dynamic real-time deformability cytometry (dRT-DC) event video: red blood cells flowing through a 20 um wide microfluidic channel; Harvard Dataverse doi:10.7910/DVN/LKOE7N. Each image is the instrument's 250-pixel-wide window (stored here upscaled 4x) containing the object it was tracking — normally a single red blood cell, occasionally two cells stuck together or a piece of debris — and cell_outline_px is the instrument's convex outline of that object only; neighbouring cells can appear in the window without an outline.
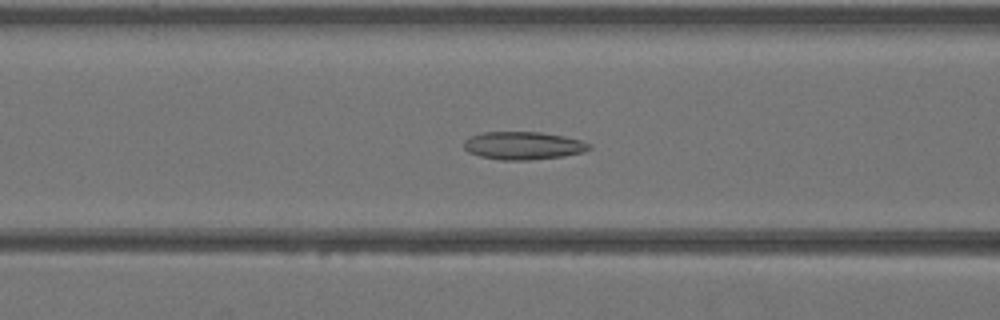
{"species": "Egyptian fruit bat (a non-hibernating species)", "species_latin": "Rousettus aegyptiacus", "temperature_condition": "warm", "stored_images_in_passage": 43, "camera_frame_rate_fps": 3000, "um_per_image_px": 0.085, "animal": {"sex": "female"}, "frame": {"image": 1, "passage_image": 18, "time_ms": 5.667, "image_size_px": [1000, 320], "cell_outline_px": [[592, 148], [584, 152], [564, 156], [528, 160], [500, 160], [480, 156], [468, 152], [464, 148], [464, 140], [468, 136], [480, 132], [540, 132], [564, 136], [580, 140], [592, 144]], "centroid_in_image_um": [44.46, 12.37], "position_along_channel_um": 122.1, "area_um2": 20.58}}
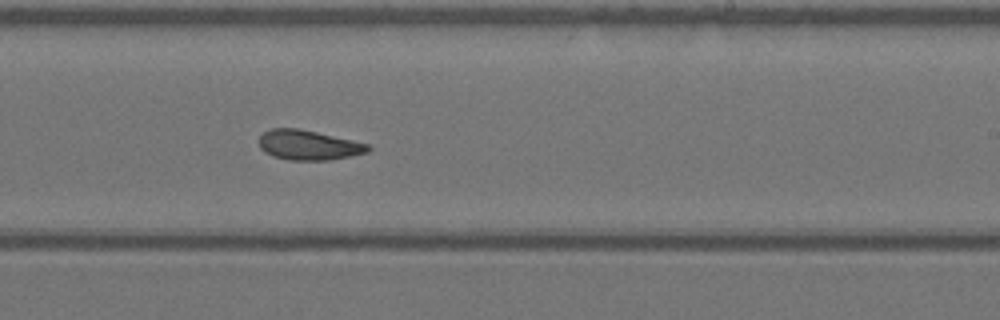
{"frame": {"image": 2, "passage_image": 27, "time_ms": 8.667, "image_size_px": [1000, 320], "cell_outline_px": [[372, 148], [368, 152], [332, 160], [288, 160], [272, 156], [264, 152], [260, 148], [260, 136], [264, 132], [272, 128], [300, 128], [352, 140], [368, 144]], "centroid_in_image_um": [26.22, 12.33], "position_along_channel_um": 262.8, "area_um2": 19.02}}
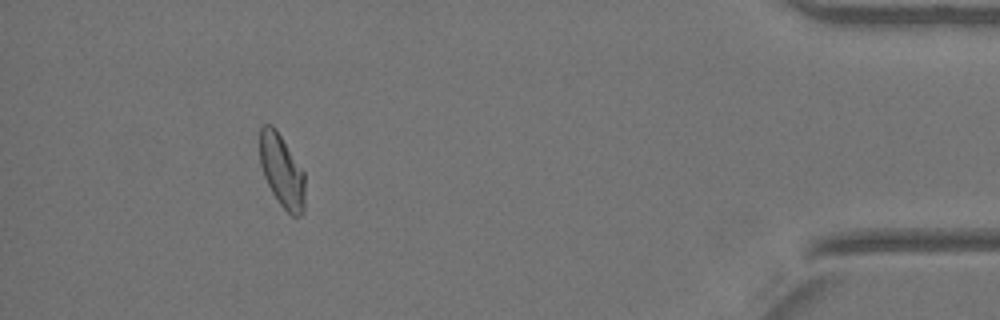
{"frame": {"image": 3, "passage_image": 40, "time_ms": 13.0, "image_size_px": [1000, 320], "cell_outline_px": [[304, 212], [300, 216], [292, 216], [280, 204], [272, 192], [264, 176], [260, 164], [260, 128], [264, 124], [272, 124], [276, 128], [304, 172]], "centroid_in_image_um": [23.95, 14.51], "position_along_channel_um": 411.2, "area_um2": 19.07}}